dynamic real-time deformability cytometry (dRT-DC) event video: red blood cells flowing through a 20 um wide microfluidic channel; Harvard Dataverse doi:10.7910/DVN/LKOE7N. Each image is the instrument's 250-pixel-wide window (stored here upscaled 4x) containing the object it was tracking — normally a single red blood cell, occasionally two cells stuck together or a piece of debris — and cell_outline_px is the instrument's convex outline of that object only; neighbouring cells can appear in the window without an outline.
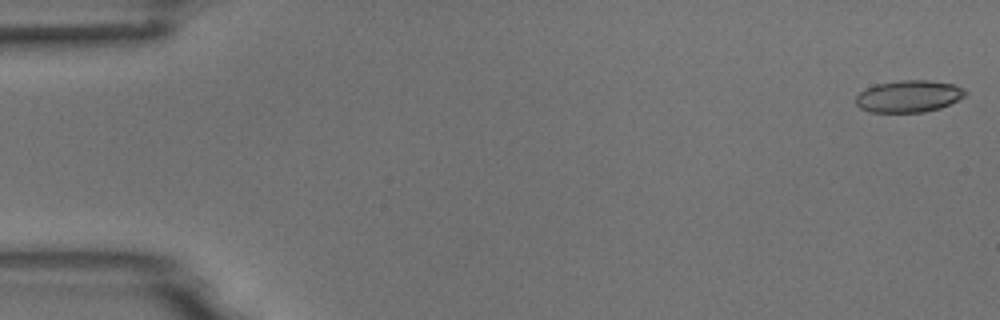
{"species": "common noctule bat (a hibernating species)", "species_latin": "Nyctalus noctula", "temperature_condition": "room temperature", "stored_images_in_passage": 53, "camera_frame_rate_fps": 3000, "um_per_image_px": 0.085, "animal": {"sex": "male", "body_mass_g": 18.8}, "frame": {"image": 1, "passage_image": 1, "time_ms": 0.0, "image_size_px": [1000, 320], "cell_outline_px": [[968, 92], [964, 96], [940, 108], [924, 112], [868, 112], [860, 108], [856, 104], [856, 96], [860, 92], [876, 84], [900, 80], [928, 80], [952, 84], [964, 88]], "centroid_in_image_um": [77.23, 8.18], "position_along_channel_um": 7.8, "area_um2": 20.29}}
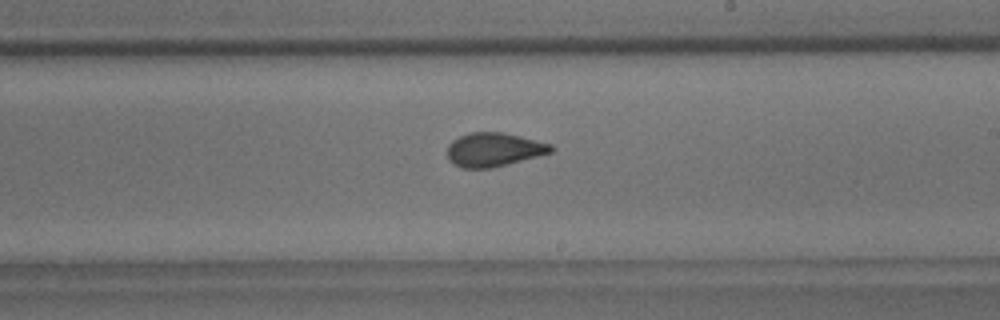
{"frame": {"image": 2, "passage_image": 31, "time_ms": 10.0, "image_size_px": [1000, 320], "cell_outline_px": [[556, 148], [552, 152], [508, 164], [492, 168], [460, 168], [452, 164], [448, 160], [448, 144], [452, 140], [460, 136], [472, 132], [504, 132], [552, 144]], "centroid_in_image_um": [41.97, 12.72], "position_along_channel_um": 247.0, "area_um2": 20.58}}
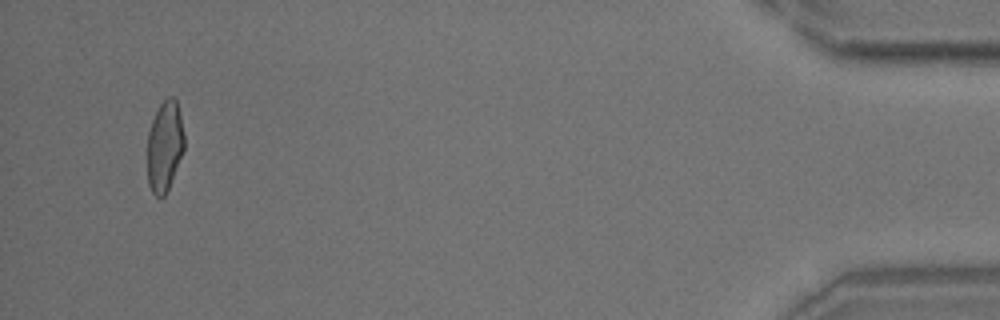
{"frame": {"image": 3, "passage_image": 51, "time_ms": 16.667, "image_size_px": [1000, 320], "cell_outline_px": [[184, 148], [168, 188], [164, 196], [160, 200], [152, 192], [148, 184], [148, 132], [152, 120], [160, 104], [168, 96], [172, 96], [176, 100], [180, 116], [184, 136]], "centroid_in_image_um": [13.98, 12.43], "position_along_channel_um": 421.2, "area_um2": 19.19}, "authors_computed_cell_mechanics": {"area_um2": 20.6924, "velocity_mm_per_s": 3.7763, "shape_relaxation_time_tau1_ms": 9.1203, "shape_relaxation_time_tau2_ms": 1.1711, "deformation_change_tau1": 0.2071, "deformation_change_tau2": 0.0644}}